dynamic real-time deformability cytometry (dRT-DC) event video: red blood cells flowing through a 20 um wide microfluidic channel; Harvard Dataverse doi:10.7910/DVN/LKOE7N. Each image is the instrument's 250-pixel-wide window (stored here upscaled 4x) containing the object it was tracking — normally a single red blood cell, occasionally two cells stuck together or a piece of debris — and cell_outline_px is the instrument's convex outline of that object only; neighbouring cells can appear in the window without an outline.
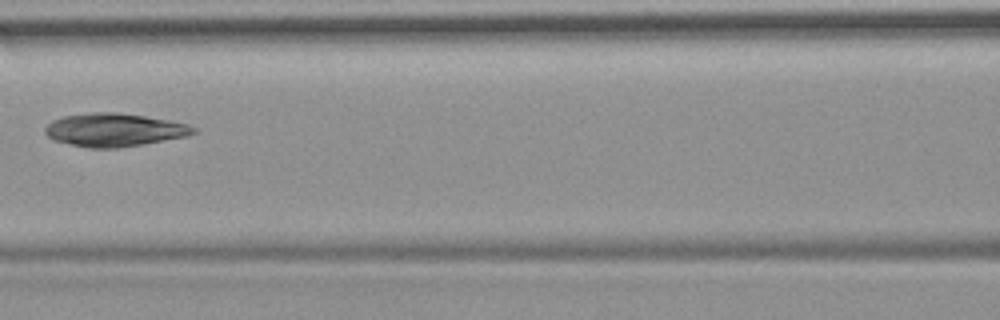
{"species": "common noctule bat (a hibernating species)", "species_latin": "Nyctalus noctula", "temperature_condition": "room temperature", "stored_images_in_passage": 7, "camera_frame_rate_fps": 3000, "um_per_image_px": 0.085, "animal": {"sex": "female", "body_mass_g": 19.9}, "frame": {"image": 1, "passage_image": 7, "time_ms": 7.667, "image_size_px": [1000, 320], "cell_outline_px": [[200, 128], [196, 132], [188, 136], [116, 148], [88, 148], [52, 140], [44, 132], [44, 128], [52, 120], [64, 116], [92, 112], [116, 112], [144, 116], [168, 120], [188, 124]], "centroid_in_image_um": [9.71, 11.04], "position_along_channel_um": 156.9, "area_um2": 28.67}}